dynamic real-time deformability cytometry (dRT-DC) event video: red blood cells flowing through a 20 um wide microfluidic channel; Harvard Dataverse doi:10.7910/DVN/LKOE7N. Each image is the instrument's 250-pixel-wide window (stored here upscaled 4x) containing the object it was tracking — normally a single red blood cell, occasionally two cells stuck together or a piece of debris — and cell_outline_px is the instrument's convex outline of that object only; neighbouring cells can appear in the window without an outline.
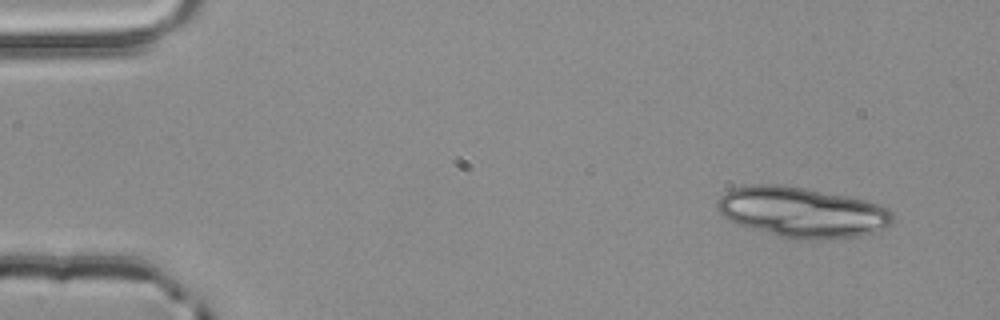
{"species": "common noctule bat (a hibernating species)", "species_latin": "Nyctalus noctula", "temperature_condition": "room temperature", "stored_images_in_passage": 3, "camera_frame_rate_fps": 3000, "um_per_image_px": 0.085, "animal": {"sex": "male", "body_mass_g": 20.4}, "frame": {"image": 1, "passage_image": 1, "time_ms": 0.0, "image_size_px": [1000, 320], "cell_outline_px": [[892, 224], [888, 228], [876, 232], [856, 236], [816, 240], [796, 240], [780, 236], [736, 224], [724, 216], [716, 208], [716, 200], [724, 192], [732, 188], [752, 184], [780, 184], [804, 188], [864, 200], [888, 208], [892, 212]], "centroid_in_image_um": [68.15, 18.04], "position_along_channel_um": 16.9, "area_um2": 51.5}}